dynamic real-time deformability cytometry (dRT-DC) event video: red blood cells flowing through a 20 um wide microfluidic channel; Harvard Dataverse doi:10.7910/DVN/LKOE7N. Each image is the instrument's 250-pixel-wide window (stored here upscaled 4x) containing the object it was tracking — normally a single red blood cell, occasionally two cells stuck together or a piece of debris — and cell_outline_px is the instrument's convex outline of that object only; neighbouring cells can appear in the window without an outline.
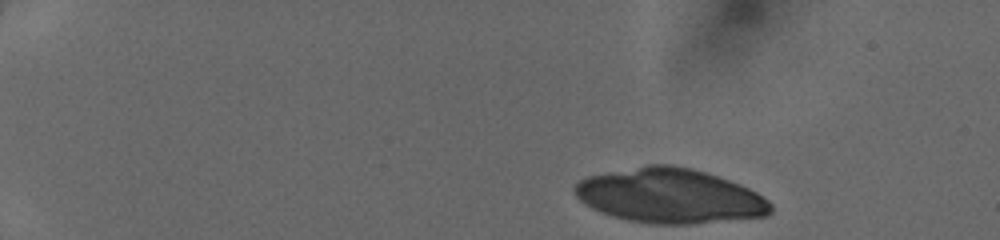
{"species": "human", "species_latin": "Homo sapiens", "temperature_condition": "cold", "stored_images_in_passage": 18, "camera_frame_rate_fps": 3000, "um_per_image_px": 0.085, "donor": {"sex": "female"}, "frame": {"image": 1, "passage_image": 1, "time_ms": 0.0, "image_size_px": [1000, 240], "cell_outline_px": [[772, 212], [768, 216], [696, 224], [652, 224], [628, 220], [612, 216], [600, 212], [584, 204], [576, 196], [572, 188], [580, 180], [588, 176], [648, 164], [672, 164], [692, 168], [740, 184], [756, 192], [768, 200], [772, 204]], "centroid_in_image_um": [56.94, 16.66], "position_along_channel_um": 28.1, "area_um2": 62.6}}